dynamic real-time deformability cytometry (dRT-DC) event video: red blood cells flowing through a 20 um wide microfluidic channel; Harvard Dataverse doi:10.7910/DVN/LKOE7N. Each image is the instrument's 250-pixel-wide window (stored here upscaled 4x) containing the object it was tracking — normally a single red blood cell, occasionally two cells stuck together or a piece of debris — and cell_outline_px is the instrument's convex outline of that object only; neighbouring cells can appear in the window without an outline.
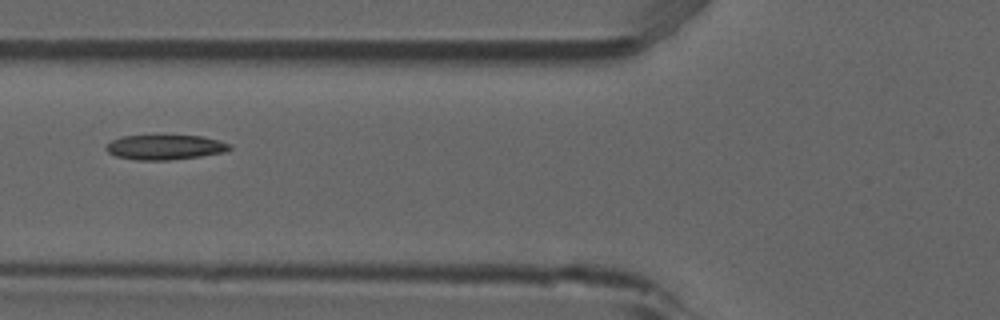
{"species": "common noctule bat (a hibernating species)", "species_latin": "Nyctalus noctula", "temperature_condition": "room temperature", "stored_images_in_passage": 5, "camera_frame_rate_fps": 3000, "um_per_image_px": 0.085, "animal": {"sex": "male", "forearm_length_mm": 52.5}, "frame": {"image": 1, "passage_image": 4, "time_ms": 1.0, "image_size_px": [1000, 320], "cell_outline_px": [[232, 148], [224, 152], [200, 156], [168, 160], [136, 160], [116, 156], [108, 152], [104, 148], [112, 140], [124, 136], [200, 136], [232, 144]], "centroid_in_image_um": [14.02, 12.52], "position_along_channel_um": 111.8, "area_um2": 17.63}}
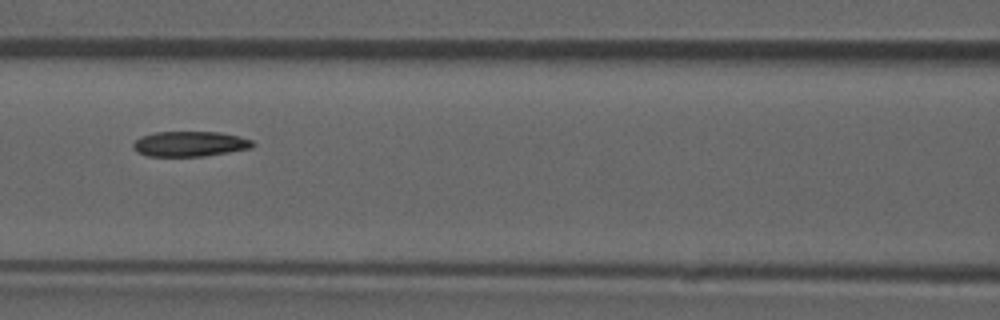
{"frame": {"image": 2, "passage_image": 5, "time_ms": 1.333, "image_size_px": [1000, 320], "cell_outline_px": [[256, 144], [252, 148], [204, 156], [148, 156], [136, 152], [132, 148], [132, 144], [140, 136], [156, 132], [220, 132], [240, 136], [252, 140]], "centroid_in_image_um": [16.14, 12.23], "position_along_channel_um": 150.5, "area_um2": 17.69}}